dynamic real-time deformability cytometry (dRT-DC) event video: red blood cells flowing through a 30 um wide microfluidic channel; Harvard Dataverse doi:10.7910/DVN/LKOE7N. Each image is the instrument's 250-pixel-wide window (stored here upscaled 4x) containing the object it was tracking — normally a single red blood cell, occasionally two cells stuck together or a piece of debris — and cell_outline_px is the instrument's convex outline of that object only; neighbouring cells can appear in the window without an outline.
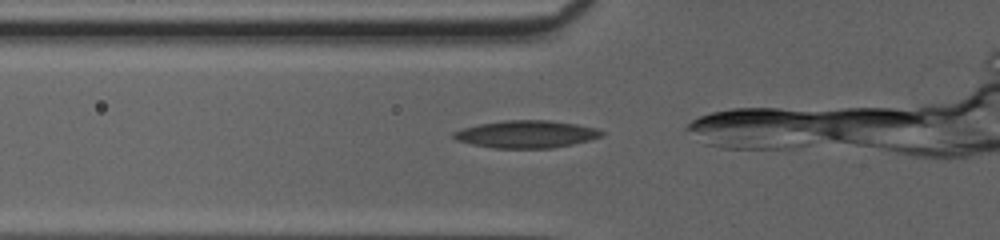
{"species": "common noctule bat (a hibernating species)", "species_latin": "Nyctalus noctula", "temperature_condition": "cold", "stored_images_in_passage": 9, "camera_frame_rate_fps": 3000, "um_per_image_px": 0.085, "animal": {"sex": "female", "body_mass_g": 20.0, "forearm_length_mm": 54.0}, "frame": {"image": 1, "passage_image": 4, "time_ms": 1.0, "image_size_px": [1000, 240], "cell_outline_px": [[604, 136], [572, 144], [552, 148], [496, 148], [472, 144], [456, 140], [452, 136], [452, 132], [464, 128], [480, 124], [504, 120], [548, 120], [576, 124], [596, 128], [604, 132]], "centroid_in_image_um": [44.74, 11.4], "position_along_channel_um": 81.1, "area_um2": 23.52}}